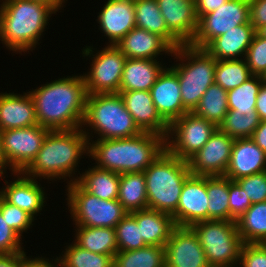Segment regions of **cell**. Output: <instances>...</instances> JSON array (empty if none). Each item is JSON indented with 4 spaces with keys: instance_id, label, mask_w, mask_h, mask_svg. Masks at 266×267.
I'll list each match as a JSON object with an SVG mask.
<instances>
[{
    "instance_id": "obj_1",
    "label": "cell",
    "mask_w": 266,
    "mask_h": 267,
    "mask_svg": "<svg viewBox=\"0 0 266 267\" xmlns=\"http://www.w3.org/2000/svg\"><path fill=\"white\" fill-rule=\"evenodd\" d=\"M29 94L40 126L49 130L82 128L88 96L82 74L47 82Z\"/></svg>"
},
{
    "instance_id": "obj_2",
    "label": "cell",
    "mask_w": 266,
    "mask_h": 267,
    "mask_svg": "<svg viewBox=\"0 0 266 267\" xmlns=\"http://www.w3.org/2000/svg\"><path fill=\"white\" fill-rule=\"evenodd\" d=\"M90 130L75 128L70 130H50L45 136L41 149L32 163L22 172L34 179L55 180L68 177L71 184L76 178H70L77 172L81 156L89 153ZM79 160V161H78Z\"/></svg>"
},
{
    "instance_id": "obj_3",
    "label": "cell",
    "mask_w": 266,
    "mask_h": 267,
    "mask_svg": "<svg viewBox=\"0 0 266 267\" xmlns=\"http://www.w3.org/2000/svg\"><path fill=\"white\" fill-rule=\"evenodd\" d=\"M91 139L88 156L95 160V167L119 174L144 172L166 149L165 137L150 132L130 138Z\"/></svg>"
},
{
    "instance_id": "obj_4",
    "label": "cell",
    "mask_w": 266,
    "mask_h": 267,
    "mask_svg": "<svg viewBox=\"0 0 266 267\" xmlns=\"http://www.w3.org/2000/svg\"><path fill=\"white\" fill-rule=\"evenodd\" d=\"M48 5L33 0H4L0 5V40L16 54L36 47L52 14Z\"/></svg>"
},
{
    "instance_id": "obj_5",
    "label": "cell",
    "mask_w": 266,
    "mask_h": 267,
    "mask_svg": "<svg viewBox=\"0 0 266 267\" xmlns=\"http://www.w3.org/2000/svg\"><path fill=\"white\" fill-rule=\"evenodd\" d=\"M191 175L188 161L166 149L144 170L147 208L173 214L185 180Z\"/></svg>"
},
{
    "instance_id": "obj_6",
    "label": "cell",
    "mask_w": 266,
    "mask_h": 267,
    "mask_svg": "<svg viewBox=\"0 0 266 267\" xmlns=\"http://www.w3.org/2000/svg\"><path fill=\"white\" fill-rule=\"evenodd\" d=\"M173 56L181 61L171 68L178 76L183 107L193 112L202 95L214 83L217 60L205 48L191 44L174 49Z\"/></svg>"
},
{
    "instance_id": "obj_7",
    "label": "cell",
    "mask_w": 266,
    "mask_h": 267,
    "mask_svg": "<svg viewBox=\"0 0 266 267\" xmlns=\"http://www.w3.org/2000/svg\"><path fill=\"white\" fill-rule=\"evenodd\" d=\"M90 127L98 139H121L139 135L135 124L119 93L88 94L82 127Z\"/></svg>"
},
{
    "instance_id": "obj_8",
    "label": "cell",
    "mask_w": 266,
    "mask_h": 267,
    "mask_svg": "<svg viewBox=\"0 0 266 267\" xmlns=\"http://www.w3.org/2000/svg\"><path fill=\"white\" fill-rule=\"evenodd\" d=\"M211 267H235L243 245L236 221L206 220L190 226Z\"/></svg>"
},
{
    "instance_id": "obj_9",
    "label": "cell",
    "mask_w": 266,
    "mask_h": 267,
    "mask_svg": "<svg viewBox=\"0 0 266 267\" xmlns=\"http://www.w3.org/2000/svg\"><path fill=\"white\" fill-rule=\"evenodd\" d=\"M66 187L68 209L76 226L115 228L128 214L117 199H100L77 181Z\"/></svg>"
},
{
    "instance_id": "obj_10",
    "label": "cell",
    "mask_w": 266,
    "mask_h": 267,
    "mask_svg": "<svg viewBox=\"0 0 266 267\" xmlns=\"http://www.w3.org/2000/svg\"><path fill=\"white\" fill-rule=\"evenodd\" d=\"M217 128L214 123L196 116L193 112L185 113L169 124L165 138L166 150L177 158L188 161Z\"/></svg>"
},
{
    "instance_id": "obj_11",
    "label": "cell",
    "mask_w": 266,
    "mask_h": 267,
    "mask_svg": "<svg viewBox=\"0 0 266 267\" xmlns=\"http://www.w3.org/2000/svg\"><path fill=\"white\" fill-rule=\"evenodd\" d=\"M92 49L86 46L82 50L84 57L92 56L90 71L83 73L87 93H119L126 56L115 45L105 46L96 54Z\"/></svg>"
},
{
    "instance_id": "obj_12",
    "label": "cell",
    "mask_w": 266,
    "mask_h": 267,
    "mask_svg": "<svg viewBox=\"0 0 266 267\" xmlns=\"http://www.w3.org/2000/svg\"><path fill=\"white\" fill-rule=\"evenodd\" d=\"M243 24H251L249 0H229L198 20L197 31L190 44L205 48L216 37Z\"/></svg>"
},
{
    "instance_id": "obj_13",
    "label": "cell",
    "mask_w": 266,
    "mask_h": 267,
    "mask_svg": "<svg viewBox=\"0 0 266 267\" xmlns=\"http://www.w3.org/2000/svg\"><path fill=\"white\" fill-rule=\"evenodd\" d=\"M49 131L39 124L1 131L2 149L11 172H23L32 163Z\"/></svg>"
},
{
    "instance_id": "obj_14",
    "label": "cell",
    "mask_w": 266,
    "mask_h": 267,
    "mask_svg": "<svg viewBox=\"0 0 266 267\" xmlns=\"http://www.w3.org/2000/svg\"><path fill=\"white\" fill-rule=\"evenodd\" d=\"M234 140L217 128L203 147L188 160L191 175L224 176Z\"/></svg>"
},
{
    "instance_id": "obj_15",
    "label": "cell",
    "mask_w": 266,
    "mask_h": 267,
    "mask_svg": "<svg viewBox=\"0 0 266 267\" xmlns=\"http://www.w3.org/2000/svg\"><path fill=\"white\" fill-rule=\"evenodd\" d=\"M164 247L166 267H211L190 226H175Z\"/></svg>"
},
{
    "instance_id": "obj_16",
    "label": "cell",
    "mask_w": 266,
    "mask_h": 267,
    "mask_svg": "<svg viewBox=\"0 0 266 267\" xmlns=\"http://www.w3.org/2000/svg\"><path fill=\"white\" fill-rule=\"evenodd\" d=\"M208 193L206 176L190 175L184 182L177 205L172 214L176 226H191L208 220Z\"/></svg>"
},
{
    "instance_id": "obj_17",
    "label": "cell",
    "mask_w": 266,
    "mask_h": 267,
    "mask_svg": "<svg viewBox=\"0 0 266 267\" xmlns=\"http://www.w3.org/2000/svg\"><path fill=\"white\" fill-rule=\"evenodd\" d=\"M150 93L158 113L168 124L188 113L182 104L177 73L171 67L162 70Z\"/></svg>"
},
{
    "instance_id": "obj_18",
    "label": "cell",
    "mask_w": 266,
    "mask_h": 267,
    "mask_svg": "<svg viewBox=\"0 0 266 267\" xmlns=\"http://www.w3.org/2000/svg\"><path fill=\"white\" fill-rule=\"evenodd\" d=\"M167 29L182 43L190 44L198 27L194 0H157Z\"/></svg>"
},
{
    "instance_id": "obj_19",
    "label": "cell",
    "mask_w": 266,
    "mask_h": 267,
    "mask_svg": "<svg viewBox=\"0 0 266 267\" xmlns=\"http://www.w3.org/2000/svg\"><path fill=\"white\" fill-rule=\"evenodd\" d=\"M97 17L99 29L109 40L107 45H116L136 27L134 0H108Z\"/></svg>"
},
{
    "instance_id": "obj_20",
    "label": "cell",
    "mask_w": 266,
    "mask_h": 267,
    "mask_svg": "<svg viewBox=\"0 0 266 267\" xmlns=\"http://www.w3.org/2000/svg\"><path fill=\"white\" fill-rule=\"evenodd\" d=\"M119 94L142 132L155 133L166 138L169 124L158 113L150 91H119Z\"/></svg>"
},
{
    "instance_id": "obj_21",
    "label": "cell",
    "mask_w": 266,
    "mask_h": 267,
    "mask_svg": "<svg viewBox=\"0 0 266 267\" xmlns=\"http://www.w3.org/2000/svg\"><path fill=\"white\" fill-rule=\"evenodd\" d=\"M266 171V153L251 139L234 140L224 176L231 181Z\"/></svg>"
},
{
    "instance_id": "obj_22",
    "label": "cell",
    "mask_w": 266,
    "mask_h": 267,
    "mask_svg": "<svg viewBox=\"0 0 266 267\" xmlns=\"http://www.w3.org/2000/svg\"><path fill=\"white\" fill-rule=\"evenodd\" d=\"M17 176L13 181H6L4 188H1L0 195L10 204L25 210L34 218L45 206V192L40 183L25 176L22 172L12 173Z\"/></svg>"
},
{
    "instance_id": "obj_23",
    "label": "cell",
    "mask_w": 266,
    "mask_h": 267,
    "mask_svg": "<svg viewBox=\"0 0 266 267\" xmlns=\"http://www.w3.org/2000/svg\"><path fill=\"white\" fill-rule=\"evenodd\" d=\"M126 58L154 59L163 52L171 54L174 48L161 36L144 29L134 27L115 45Z\"/></svg>"
},
{
    "instance_id": "obj_24",
    "label": "cell",
    "mask_w": 266,
    "mask_h": 267,
    "mask_svg": "<svg viewBox=\"0 0 266 267\" xmlns=\"http://www.w3.org/2000/svg\"><path fill=\"white\" fill-rule=\"evenodd\" d=\"M35 105L29 92L0 93V131L37 125Z\"/></svg>"
},
{
    "instance_id": "obj_25",
    "label": "cell",
    "mask_w": 266,
    "mask_h": 267,
    "mask_svg": "<svg viewBox=\"0 0 266 267\" xmlns=\"http://www.w3.org/2000/svg\"><path fill=\"white\" fill-rule=\"evenodd\" d=\"M255 33L251 24L239 25L213 39L205 49L217 61L244 59Z\"/></svg>"
},
{
    "instance_id": "obj_26",
    "label": "cell",
    "mask_w": 266,
    "mask_h": 267,
    "mask_svg": "<svg viewBox=\"0 0 266 267\" xmlns=\"http://www.w3.org/2000/svg\"><path fill=\"white\" fill-rule=\"evenodd\" d=\"M154 59L126 58L119 91H150L158 75L166 67Z\"/></svg>"
},
{
    "instance_id": "obj_27",
    "label": "cell",
    "mask_w": 266,
    "mask_h": 267,
    "mask_svg": "<svg viewBox=\"0 0 266 267\" xmlns=\"http://www.w3.org/2000/svg\"><path fill=\"white\" fill-rule=\"evenodd\" d=\"M140 227L141 238L147 246L157 245L164 247L170 234L176 226L172 215L150 208L130 213Z\"/></svg>"
},
{
    "instance_id": "obj_28",
    "label": "cell",
    "mask_w": 266,
    "mask_h": 267,
    "mask_svg": "<svg viewBox=\"0 0 266 267\" xmlns=\"http://www.w3.org/2000/svg\"><path fill=\"white\" fill-rule=\"evenodd\" d=\"M136 27L163 37L174 49L182 43L167 29L157 0H134Z\"/></svg>"
},
{
    "instance_id": "obj_29",
    "label": "cell",
    "mask_w": 266,
    "mask_h": 267,
    "mask_svg": "<svg viewBox=\"0 0 266 267\" xmlns=\"http://www.w3.org/2000/svg\"><path fill=\"white\" fill-rule=\"evenodd\" d=\"M76 229L73 243L82 249L109 256L118 252L115 228L77 226Z\"/></svg>"
},
{
    "instance_id": "obj_30",
    "label": "cell",
    "mask_w": 266,
    "mask_h": 267,
    "mask_svg": "<svg viewBox=\"0 0 266 267\" xmlns=\"http://www.w3.org/2000/svg\"><path fill=\"white\" fill-rule=\"evenodd\" d=\"M76 181L89 193L103 200L118 198L120 174L92 166L76 177Z\"/></svg>"
},
{
    "instance_id": "obj_31",
    "label": "cell",
    "mask_w": 266,
    "mask_h": 267,
    "mask_svg": "<svg viewBox=\"0 0 266 267\" xmlns=\"http://www.w3.org/2000/svg\"><path fill=\"white\" fill-rule=\"evenodd\" d=\"M117 200L128 213L147 208L144 172L120 174Z\"/></svg>"
},
{
    "instance_id": "obj_32",
    "label": "cell",
    "mask_w": 266,
    "mask_h": 267,
    "mask_svg": "<svg viewBox=\"0 0 266 267\" xmlns=\"http://www.w3.org/2000/svg\"><path fill=\"white\" fill-rule=\"evenodd\" d=\"M236 224L243 243L266 244V201L253 203Z\"/></svg>"
},
{
    "instance_id": "obj_33",
    "label": "cell",
    "mask_w": 266,
    "mask_h": 267,
    "mask_svg": "<svg viewBox=\"0 0 266 267\" xmlns=\"http://www.w3.org/2000/svg\"><path fill=\"white\" fill-rule=\"evenodd\" d=\"M228 112L227 91L216 83L209 86L202 95L193 113L214 123L217 127Z\"/></svg>"
},
{
    "instance_id": "obj_34",
    "label": "cell",
    "mask_w": 266,
    "mask_h": 267,
    "mask_svg": "<svg viewBox=\"0 0 266 267\" xmlns=\"http://www.w3.org/2000/svg\"><path fill=\"white\" fill-rule=\"evenodd\" d=\"M208 193V220L229 221V178L206 176Z\"/></svg>"
},
{
    "instance_id": "obj_35",
    "label": "cell",
    "mask_w": 266,
    "mask_h": 267,
    "mask_svg": "<svg viewBox=\"0 0 266 267\" xmlns=\"http://www.w3.org/2000/svg\"><path fill=\"white\" fill-rule=\"evenodd\" d=\"M114 267H166L165 247L149 245L137 250L118 251Z\"/></svg>"
},
{
    "instance_id": "obj_36",
    "label": "cell",
    "mask_w": 266,
    "mask_h": 267,
    "mask_svg": "<svg viewBox=\"0 0 266 267\" xmlns=\"http://www.w3.org/2000/svg\"><path fill=\"white\" fill-rule=\"evenodd\" d=\"M260 123L256 109L228 110L218 129L234 139L251 138Z\"/></svg>"
},
{
    "instance_id": "obj_37",
    "label": "cell",
    "mask_w": 266,
    "mask_h": 267,
    "mask_svg": "<svg viewBox=\"0 0 266 267\" xmlns=\"http://www.w3.org/2000/svg\"><path fill=\"white\" fill-rule=\"evenodd\" d=\"M251 76L245 59L218 60L214 83L228 91L240 86Z\"/></svg>"
},
{
    "instance_id": "obj_38",
    "label": "cell",
    "mask_w": 266,
    "mask_h": 267,
    "mask_svg": "<svg viewBox=\"0 0 266 267\" xmlns=\"http://www.w3.org/2000/svg\"><path fill=\"white\" fill-rule=\"evenodd\" d=\"M63 252L57 257L62 267H114V256L90 252L73 242Z\"/></svg>"
},
{
    "instance_id": "obj_39",
    "label": "cell",
    "mask_w": 266,
    "mask_h": 267,
    "mask_svg": "<svg viewBox=\"0 0 266 267\" xmlns=\"http://www.w3.org/2000/svg\"><path fill=\"white\" fill-rule=\"evenodd\" d=\"M264 82L262 76L252 75L240 86L228 90V110L255 109L256 99Z\"/></svg>"
},
{
    "instance_id": "obj_40",
    "label": "cell",
    "mask_w": 266,
    "mask_h": 267,
    "mask_svg": "<svg viewBox=\"0 0 266 267\" xmlns=\"http://www.w3.org/2000/svg\"><path fill=\"white\" fill-rule=\"evenodd\" d=\"M115 233L118 251L137 250L147 246L141 238L136 219L130 213L115 226Z\"/></svg>"
},
{
    "instance_id": "obj_41",
    "label": "cell",
    "mask_w": 266,
    "mask_h": 267,
    "mask_svg": "<svg viewBox=\"0 0 266 267\" xmlns=\"http://www.w3.org/2000/svg\"><path fill=\"white\" fill-rule=\"evenodd\" d=\"M0 213L4 220L8 222V226L20 237L22 236L23 232H26L28 229H30V227L33 226L32 222L35 220V218L25 210L8 203L1 195Z\"/></svg>"
},
{
    "instance_id": "obj_42",
    "label": "cell",
    "mask_w": 266,
    "mask_h": 267,
    "mask_svg": "<svg viewBox=\"0 0 266 267\" xmlns=\"http://www.w3.org/2000/svg\"><path fill=\"white\" fill-rule=\"evenodd\" d=\"M244 59L252 75L263 76L266 73V38L256 32Z\"/></svg>"
},
{
    "instance_id": "obj_43",
    "label": "cell",
    "mask_w": 266,
    "mask_h": 267,
    "mask_svg": "<svg viewBox=\"0 0 266 267\" xmlns=\"http://www.w3.org/2000/svg\"><path fill=\"white\" fill-rule=\"evenodd\" d=\"M235 182L244 190L252 204L266 201V171L242 177Z\"/></svg>"
},
{
    "instance_id": "obj_44",
    "label": "cell",
    "mask_w": 266,
    "mask_h": 267,
    "mask_svg": "<svg viewBox=\"0 0 266 267\" xmlns=\"http://www.w3.org/2000/svg\"><path fill=\"white\" fill-rule=\"evenodd\" d=\"M251 205L244 190L229 179V221H237Z\"/></svg>"
},
{
    "instance_id": "obj_45",
    "label": "cell",
    "mask_w": 266,
    "mask_h": 267,
    "mask_svg": "<svg viewBox=\"0 0 266 267\" xmlns=\"http://www.w3.org/2000/svg\"><path fill=\"white\" fill-rule=\"evenodd\" d=\"M238 264L239 267H266V244L243 243Z\"/></svg>"
},
{
    "instance_id": "obj_46",
    "label": "cell",
    "mask_w": 266,
    "mask_h": 267,
    "mask_svg": "<svg viewBox=\"0 0 266 267\" xmlns=\"http://www.w3.org/2000/svg\"><path fill=\"white\" fill-rule=\"evenodd\" d=\"M21 239L0 213V254L26 253Z\"/></svg>"
},
{
    "instance_id": "obj_47",
    "label": "cell",
    "mask_w": 266,
    "mask_h": 267,
    "mask_svg": "<svg viewBox=\"0 0 266 267\" xmlns=\"http://www.w3.org/2000/svg\"><path fill=\"white\" fill-rule=\"evenodd\" d=\"M250 23L257 31L266 24V0H249Z\"/></svg>"
},
{
    "instance_id": "obj_48",
    "label": "cell",
    "mask_w": 266,
    "mask_h": 267,
    "mask_svg": "<svg viewBox=\"0 0 266 267\" xmlns=\"http://www.w3.org/2000/svg\"><path fill=\"white\" fill-rule=\"evenodd\" d=\"M228 1L229 0H195L198 20L202 16L219 9V7H222Z\"/></svg>"
},
{
    "instance_id": "obj_49",
    "label": "cell",
    "mask_w": 266,
    "mask_h": 267,
    "mask_svg": "<svg viewBox=\"0 0 266 267\" xmlns=\"http://www.w3.org/2000/svg\"><path fill=\"white\" fill-rule=\"evenodd\" d=\"M26 253L0 254V267H25Z\"/></svg>"
},
{
    "instance_id": "obj_50",
    "label": "cell",
    "mask_w": 266,
    "mask_h": 267,
    "mask_svg": "<svg viewBox=\"0 0 266 267\" xmlns=\"http://www.w3.org/2000/svg\"><path fill=\"white\" fill-rule=\"evenodd\" d=\"M255 109L259 114L261 121L266 120V82L263 83L259 90Z\"/></svg>"
},
{
    "instance_id": "obj_51",
    "label": "cell",
    "mask_w": 266,
    "mask_h": 267,
    "mask_svg": "<svg viewBox=\"0 0 266 267\" xmlns=\"http://www.w3.org/2000/svg\"><path fill=\"white\" fill-rule=\"evenodd\" d=\"M251 139L266 153V120L261 121Z\"/></svg>"
},
{
    "instance_id": "obj_52",
    "label": "cell",
    "mask_w": 266,
    "mask_h": 267,
    "mask_svg": "<svg viewBox=\"0 0 266 267\" xmlns=\"http://www.w3.org/2000/svg\"><path fill=\"white\" fill-rule=\"evenodd\" d=\"M53 260L55 261L54 263ZM53 260L51 262V260L49 261V259L44 257L42 258L38 256L37 258L35 257L34 259H31V257L29 258L28 256H26L25 267H60L58 258H55Z\"/></svg>"
},
{
    "instance_id": "obj_53",
    "label": "cell",
    "mask_w": 266,
    "mask_h": 267,
    "mask_svg": "<svg viewBox=\"0 0 266 267\" xmlns=\"http://www.w3.org/2000/svg\"><path fill=\"white\" fill-rule=\"evenodd\" d=\"M37 2L44 3L48 6H50L55 12L59 11L61 7L64 6L63 3H65V0H33Z\"/></svg>"
},
{
    "instance_id": "obj_54",
    "label": "cell",
    "mask_w": 266,
    "mask_h": 267,
    "mask_svg": "<svg viewBox=\"0 0 266 267\" xmlns=\"http://www.w3.org/2000/svg\"><path fill=\"white\" fill-rule=\"evenodd\" d=\"M8 167L9 166L4 156L3 149H2V140H1V131H0V177H3L2 175L6 174Z\"/></svg>"
},
{
    "instance_id": "obj_55",
    "label": "cell",
    "mask_w": 266,
    "mask_h": 267,
    "mask_svg": "<svg viewBox=\"0 0 266 267\" xmlns=\"http://www.w3.org/2000/svg\"><path fill=\"white\" fill-rule=\"evenodd\" d=\"M260 36L266 38V24L261 26L257 31H256Z\"/></svg>"
},
{
    "instance_id": "obj_56",
    "label": "cell",
    "mask_w": 266,
    "mask_h": 267,
    "mask_svg": "<svg viewBox=\"0 0 266 267\" xmlns=\"http://www.w3.org/2000/svg\"><path fill=\"white\" fill-rule=\"evenodd\" d=\"M262 77H263V79H264L265 82H266V73H265Z\"/></svg>"
}]
</instances>
